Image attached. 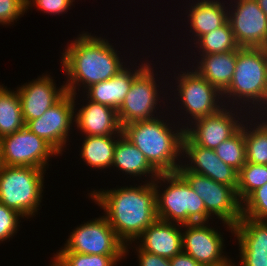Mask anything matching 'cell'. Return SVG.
I'll list each match as a JSON object with an SVG mask.
<instances>
[{"label":"cell","instance_id":"6da1fadb","mask_svg":"<svg viewBox=\"0 0 267 266\" xmlns=\"http://www.w3.org/2000/svg\"><path fill=\"white\" fill-rule=\"evenodd\" d=\"M91 34L82 31L61 53L60 65L67 78L64 85L66 92L72 95L80 92L81 87L84 92L88 87L112 78L127 66L128 61L123 62L124 58L119 56L121 52L113 43L103 36Z\"/></svg>","mask_w":267,"mask_h":266},{"label":"cell","instance_id":"7a4b0ae2","mask_svg":"<svg viewBox=\"0 0 267 266\" xmlns=\"http://www.w3.org/2000/svg\"><path fill=\"white\" fill-rule=\"evenodd\" d=\"M142 182L110 190L93 189L88 193L89 198L104 210V216L125 245L134 243L158 219L153 182Z\"/></svg>","mask_w":267,"mask_h":266},{"label":"cell","instance_id":"3957f363","mask_svg":"<svg viewBox=\"0 0 267 266\" xmlns=\"http://www.w3.org/2000/svg\"><path fill=\"white\" fill-rule=\"evenodd\" d=\"M166 116L169 114L122 127V134L145 155L159 174L177 172L182 163L185 129L181 125L184 123L177 121L179 124L175 126L176 122L172 124Z\"/></svg>","mask_w":267,"mask_h":266},{"label":"cell","instance_id":"277c9868","mask_svg":"<svg viewBox=\"0 0 267 266\" xmlns=\"http://www.w3.org/2000/svg\"><path fill=\"white\" fill-rule=\"evenodd\" d=\"M266 67L267 48L240 47L232 80L222 92L224 105H237V108L246 109L249 115L266 111Z\"/></svg>","mask_w":267,"mask_h":266},{"label":"cell","instance_id":"5b68a950","mask_svg":"<svg viewBox=\"0 0 267 266\" xmlns=\"http://www.w3.org/2000/svg\"><path fill=\"white\" fill-rule=\"evenodd\" d=\"M162 183L164 187H161ZM153 185L158 219L181 225L212 219L206 212L203 200L178 172L159 174Z\"/></svg>","mask_w":267,"mask_h":266},{"label":"cell","instance_id":"8992f818","mask_svg":"<svg viewBox=\"0 0 267 266\" xmlns=\"http://www.w3.org/2000/svg\"><path fill=\"white\" fill-rule=\"evenodd\" d=\"M45 173L46 170L36 167L3 165L0 169V202L25 219L36 216L43 199Z\"/></svg>","mask_w":267,"mask_h":266},{"label":"cell","instance_id":"52a82bcc","mask_svg":"<svg viewBox=\"0 0 267 266\" xmlns=\"http://www.w3.org/2000/svg\"><path fill=\"white\" fill-rule=\"evenodd\" d=\"M190 69L184 71L183 68V71H179L180 74L179 72L174 73L178 74V76L174 75V78L176 77L174 79L176 84L172 82V84L176 85L174 86L176 88L174 90L171 89L172 92L175 91L174 95H177L174 96L175 99L173 101L176 100V103L180 101L177 108L178 111L181 108L180 113H183L185 117L183 114H179V116L182 115L184 120H187L185 125H182L184 129L186 125L188 126V124L190 125L197 119L212 115L225 106L222 93L204 77L199 75L192 67Z\"/></svg>","mask_w":267,"mask_h":266},{"label":"cell","instance_id":"ba28073f","mask_svg":"<svg viewBox=\"0 0 267 266\" xmlns=\"http://www.w3.org/2000/svg\"><path fill=\"white\" fill-rule=\"evenodd\" d=\"M177 172L203 200L206 212L212 220L216 216L215 219L222 221L223 226L233 234V227L242 217V203L236 191L231 186L188 170H177Z\"/></svg>","mask_w":267,"mask_h":266},{"label":"cell","instance_id":"9c48e42d","mask_svg":"<svg viewBox=\"0 0 267 266\" xmlns=\"http://www.w3.org/2000/svg\"><path fill=\"white\" fill-rule=\"evenodd\" d=\"M153 65L154 63H150L133 80L129 92L126 94L124 101L117 110L118 119L122 127L136 121L151 120L158 117L160 114H164V109L161 104H163L164 107L166 104H164L165 101H161V98L165 100V95L162 97L159 94L161 92L160 85L164 82H159L160 79L157 77L159 74H154L156 70ZM157 81L160 85L157 84ZM159 102L162 103L160 104ZM158 105L162 108V111ZM156 109H160L158 111L160 114Z\"/></svg>","mask_w":267,"mask_h":266},{"label":"cell","instance_id":"30bf717a","mask_svg":"<svg viewBox=\"0 0 267 266\" xmlns=\"http://www.w3.org/2000/svg\"><path fill=\"white\" fill-rule=\"evenodd\" d=\"M72 231L64 247L56 253L125 255L126 245L104 215L84 222Z\"/></svg>","mask_w":267,"mask_h":266},{"label":"cell","instance_id":"8fae6325","mask_svg":"<svg viewBox=\"0 0 267 266\" xmlns=\"http://www.w3.org/2000/svg\"><path fill=\"white\" fill-rule=\"evenodd\" d=\"M0 142L2 162L5 166H26L47 170L49 159L60 155L49 143L26 126L2 137Z\"/></svg>","mask_w":267,"mask_h":266},{"label":"cell","instance_id":"7c38bea8","mask_svg":"<svg viewBox=\"0 0 267 266\" xmlns=\"http://www.w3.org/2000/svg\"><path fill=\"white\" fill-rule=\"evenodd\" d=\"M245 111L237 107L228 108L225 105L218 112L197 119L186 126L185 135L198 146L215 149L241 128L249 115Z\"/></svg>","mask_w":267,"mask_h":266},{"label":"cell","instance_id":"4fadbf2b","mask_svg":"<svg viewBox=\"0 0 267 266\" xmlns=\"http://www.w3.org/2000/svg\"><path fill=\"white\" fill-rule=\"evenodd\" d=\"M182 245L183 251L203 266H232V259L223 251V235L208 222L182 225Z\"/></svg>","mask_w":267,"mask_h":266},{"label":"cell","instance_id":"5bb4252c","mask_svg":"<svg viewBox=\"0 0 267 266\" xmlns=\"http://www.w3.org/2000/svg\"><path fill=\"white\" fill-rule=\"evenodd\" d=\"M230 1L228 21L239 47L267 48V15L260 9L258 2Z\"/></svg>","mask_w":267,"mask_h":266},{"label":"cell","instance_id":"9a60e30c","mask_svg":"<svg viewBox=\"0 0 267 266\" xmlns=\"http://www.w3.org/2000/svg\"><path fill=\"white\" fill-rule=\"evenodd\" d=\"M74 95L66 93L56 104L50 107L40 118L30 120L25 126L43 138L62 156L72 134L74 124Z\"/></svg>","mask_w":267,"mask_h":266},{"label":"cell","instance_id":"2e32d148","mask_svg":"<svg viewBox=\"0 0 267 266\" xmlns=\"http://www.w3.org/2000/svg\"><path fill=\"white\" fill-rule=\"evenodd\" d=\"M182 158L185 159V161L182 160L183 162L178 170H188L206 176L218 183L231 186L236 191L238 185V171L221 161L217 157L214 149L198 146L184 135L182 142Z\"/></svg>","mask_w":267,"mask_h":266},{"label":"cell","instance_id":"e0dca14e","mask_svg":"<svg viewBox=\"0 0 267 266\" xmlns=\"http://www.w3.org/2000/svg\"><path fill=\"white\" fill-rule=\"evenodd\" d=\"M52 78L50 74L43 73L36 79L17 86L25 125L30 120L40 118L67 93L64 83L57 87Z\"/></svg>","mask_w":267,"mask_h":266},{"label":"cell","instance_id":"ac0fdd59","mask_svg":"<svg viewBox=\"0 0 267 266\" xmlns=\"http://www.w3.org/2000/svg\"><path fill=\"white\" fill-rule=\"evenodd\" d=\"M233 236L240 251V266H267V221L242 216L233 227Z\"/></svg>","mask_w":267,"mask_h":266},{"label":"cell","instance_id":"d6986e66","mask_svg":"<svg viewBox=\"0 0 267 266\" xmlns=\"http://www.w3.org/2000/svg\"><path fill=\"white\" fill-rule=\"evenodd\" d=\"M74 95V126L84 136H105V135H121L122 126L118 119L117 110L113 107L93 102L87 98L82 101L85 105H81L79 110L76 108V98ZM78 111V112H76Z\"/></svg>","mask_w":267,"mask_h":266},{"label":"cell","instance_id":"ffe728a7","mask_svg":"<svg viewBox=\"0 0 267 266\" xmlns=\"http://www.w3.org/2000/svg\"><path fill=\"white\" fill-rule=\"evenodd\" d=\"M134 243L148 253L173 258L183 251L182 225L156 219Z\"/></svg>","mask_w":267,"mask_h":266},{"label":"cell","instance_id":"44dd1931","mask_svg":"<svg viewBox=\"0 0 267 266\" xmlns=\"http://www.w3.org/2000/svg\"><path fill=\"white\" fill-rule=\"evenodd\" d=\"M143 62L138 64L139 66L135 65V69L134 65L130 63L132 68L127 65L128 68L125 67L112 78L88 87L83 92V98L86 97L93 102L118 110L129 92L133 80L150 64L148 60Z\"/></svg>","mask_w":267,"mask_h":266},{"label":"cell","instance_id":"7402d4cb","mask_svg":"<svg viewBox=\"0 0 267 266\" xmlns=\"http://www.w3.org/2000/svg\"><path fill=\"white\" fill-rule=\"evenodd\" d=\"M220 0H192L187 5V22L189 23V33H192L195 43L201 36L214 31L228 21V6ZM191 4V6H190ZM195 37V38H194Z\"/></svg>","mask_w":267,"mask_h":266},{"label":"cell","instance_id":"603a6c76","mask_svg":"<svg viewBox=\"0 0 267 266\" xmlns=\"http://www.w3.org/2000/svg\"><path fill=\"white\" fill-rule=\"evenodd\" d=\"M111 168H116L126 175V178H150L153 182L159 173L150 165L145 155L137 149V147L128 140L123 134L119 136L114 151L113 163ZM130 175V176H128Z\"/></svg>","mask_w":267,"mask_h":266},{"label":"cell","instance_id":"cb8c5ba5","mask_svg":"<svg viewBox=\"0 0 267 266\" xmlns=\"http://www.w3.org/2000/svg\"><path fill=\"white\" fill-rule=\"evenodd\" d=\"M199 58V59H198ZM237 50L197 56L193 69L221 93L229 86L236 67ZM199 61V62H198Z\"/></svg>","mask_w":267,"mask_h":266},{"label":"cell","instance_id":"d4e9b609","mask_svg":"<svg viewBox=\"0 0 267 266\" xmlns=\"http://www.w3.org/2000/svg\"><path fill=\"white\" fill-rule=\"evenodd\" d=\"M120 135L85 136L80 147V159L90 168L110 169Z\"/></svg>","mask_w":267,"mask_h":266},{"label":"cell","instance_id":"484cf974","mask_svg":"<svg viewBox=\"0 0 267 266\" xmlns=\"http://www.w3.org/2000/svg\"><path fill=\"white\" fill-rule=\"evenodd\" d=\"M244 137L246 162L267 165V121L265 118L262 119L260 114L259 116L258 114L248 115L244 120Z\"/></svg>","mask_w":267,"mask_h":266},{"label":"cell","instance_id":"4316f807","mask_svg":"<svg viewBox=\"0 0 267 266\" xmlns=\"http://www.w3.org/2000/svg\"><path fill=\"white\" fill-rule=\"evenodd\" d=\"M25 126L17 90L0 84V139Z\"/></svg>","mask_w":267,"mask_h":266},{"label":"cell","instance_id":"83f0119b","mask_svg":"<svg viewBox=\"0 0 267 266\" xmlns=\"http://www.w3.org/2000/svg\"><path fill=\"white\" fill-rule=\"evenodd\" d=\"M194 44L199 55L230 52L240 48L235 41L229 21L214 31L201 36Z\"/></svg>","mask_w":267,"mask_h":266},{"label":"cell","instance_id":"f1b7e54d","mask_svg":"<svg viewBox=\"0 0 267 266\" xmlns=\"http://www.w3.org/2000/svg\"><path fill=\"white\" fill-rule=\"evenodd\" d=\"M214 151L221 161L239 171L246 163L244 122L232 137L223 141Z\"/></svg>","mask_w":267,"mask_h":266},{"label":"cell","instance_id":"f546056e","mask_svg":"<svg viewBox=\"0 0 267 266\" xmlns=\"http://www.w3.org/2000/svg\"><path fill=\"white\" fill-rule=\"evenodd\" d=\"M267 183V165L246 162L238 171L236 193L242 203L253 191Z\"/></svg>","mask_w":267,"mask_h":266},{"label":"cell","instance_id":"4dcf8cb0","mask_svg":"<svg viewBox=\"0 0 267 266\" xmlns=\"http://www.w3.org/2000/svg\"><path fill=\"white\" fill-rule=\"evenodd\" d=\"M66 266H117L125 255H93L82 253H56Z\"/></svg>","mask_w":267,"mask_h":266},{"label":"cell","instance_id":"1f68e13d","mask_svg":"<svg viewBox=\"0 0 267 266\" xmlns=\"http://www.w3.org/2000/svg\"><path fill=\"white\" fill-rule=\"evenodd\" d=\"M242 216L267 221V183L253 191L242 202Z\"/></svg>","mask_w":267,"mask_h":266},{"label":"cell","instance_id":"d6a6232c","mask_svg":"<svg viewBox=\"0 0 267 266\" xmlns=\"http://www.w3.org/2000/svg\"><path fill=\"white\" fill-rule=\"evenodd\" d=\"M22 218L24 219L17 211L0 202V243L7 239L10 241L16 235Z\"/></svg>","mask_w":267,"mask_h":266},{"label":"cell","instance_id":"836d02e7","mask_svg":"<svg viewBox=\"0 0 267 266\" xmlns=\"http://www.w3.org/2000/svg\"><path fill=\"white\" fill-rule=\"evenodd\" d=\"M26 0H0V24L13 25L25 14Z\"/></svg>","mask_w":267,"mask_h":266},{"label":"cell","instance_id":"e575fe53","mask_svg":"<svg viewBox=\"0 0 267 266\" xmlns=\"http://www.w3.org/2000/svg\"><path fill=\"white\" fill-rule=\"evenodd\" d=\"M75 0H26V11L29 8L37 7V10L46 14L60 15L66 14Z\"/></svg>","mask_w":267,"mask_h":266},{"label":"cell","instance_id":"d590c367","mask_svg":"<svg viewBox=\"0 0 267 266\" xmlns=\"http://www.w3.org/2000/svg\"><path fill=\"white\" fill-rule=\"evenodd\" d=\"M132 246L134 251L136 249L137 253V260L139 262V266H171L170 265V260L168 258L162 257V256H158L155 254H151L148 253L146 251H143L141 248H139L136 243H134V246L132 245V243L127 244L125 247V256H127L130 252V248L132 249ZM129 247V249H128Z\"/></svg>","mask_w":267,"mask_h":266},{"label":"cell","instance_id":"8d00e7d4","mask_svg":"<svg viewBox=\"0 0 267 266\" xmlns=\"http://www.w3.org/2000/svg\"><path fill=\"white\" fill-rule=\"evenodd\" d=\"M169 260L171 266H203L184 251Z\"/></svg>","mask_w":267,"mask_h":266},{"label":"cell","instance_id":"74e56055","mask_svg":"<svg viewBox=\"0 0 267 266\" xmlns=\"http://www.w3.org/2000/svg\"><path fill=\"white\" fill-rule=\"evenodd\" d=\"M52 263H50L49 266H66L55 254L53 256V259L51 258Z\"/></svg>","mask_w":267,"mask_h":266},{"label":"cell","instance_id":"f35d334b","mask_svg":"<svg viewBox=\"0 0 267 266\" xmlns=\"http://www.w3.org/2000/svg\"><path fill=\"white\" fill-rule=\"evenodd\" d=\"M260 9L267 15V0H256Z\"/></svg>","mask_w":267,"mask_h":266},{"label":"cell","instance_id":"ab89813d","mask_svg":"<svg viewBox=\"0 0 267 266\" xmlns=\"http://www.w3.org/2000/svg\"><path fill=\"white\" fill-rule=\"evenodd\" d=\"M3 166V162H2V152H1V142H0V169Z\"/></svg>","mask_w":267,"mask_h":266},{"label":"cell","instance_id":"60d3db41","mask_svg":"<svg viewBox=\"0 0 267 266\" xmlns=\"http://www.w3.org/2000/svg\"><path fill=\"white\" fill-rule=\"evenodd\" d=\"M260 115L262 116V118H266L265 120L267 121V110L262 112Z\"/></svg>","mask_w":267,"mask_h":266},{"label":"cell","instance_id":"b9f144b4","mask_svg":"<svg viewBox=\"0 0 267 266\" xmlns=\"http://www.w3.org/2000/svg\"><path fill=\"white\" fill-rule=\"evenodd\" d=\"M266 86H267V67H266Z\"/></svg>","mask_w":267,"mask_h":266}]
</instances>
